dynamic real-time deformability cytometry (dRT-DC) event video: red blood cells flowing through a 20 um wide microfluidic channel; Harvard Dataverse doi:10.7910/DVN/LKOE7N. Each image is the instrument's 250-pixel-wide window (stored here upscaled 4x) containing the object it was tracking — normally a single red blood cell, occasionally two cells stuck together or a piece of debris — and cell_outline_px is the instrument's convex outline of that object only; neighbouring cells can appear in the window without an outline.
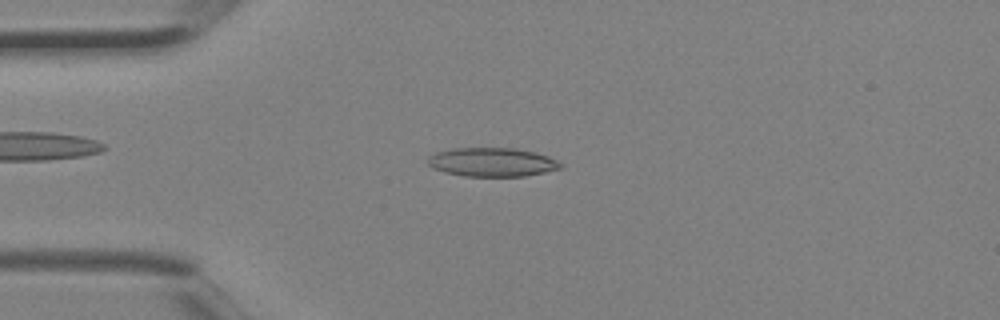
{"species": "Egyptian fruit bat (a non-hibernating species)", "species_latin": "Rousettus aegyptiacus", "temperature_condition": "room temperature", "stored_images_in_passage": 3, "camera_frame_rate_fps": 3000, "um_per_image_px": 0.085, "animal": {"sex": "female"}, "frame": {"image": 1, "passage_image": 3, "time_ms": 0.667, "image_size_px": [1000, 320], "cell_outline_px": [[564, 168], [524, 176], [464, 176], [444, 172], [432, 168], [424, 160], [428, 156], [436, 152], [452, 148], [516, 148], [536, 152], [548, 156], [564, 164]], "centroid_in_image_um": [41.81, 13.78], "position_along_channel_um": 43.2, "area_um2": 22.6}}